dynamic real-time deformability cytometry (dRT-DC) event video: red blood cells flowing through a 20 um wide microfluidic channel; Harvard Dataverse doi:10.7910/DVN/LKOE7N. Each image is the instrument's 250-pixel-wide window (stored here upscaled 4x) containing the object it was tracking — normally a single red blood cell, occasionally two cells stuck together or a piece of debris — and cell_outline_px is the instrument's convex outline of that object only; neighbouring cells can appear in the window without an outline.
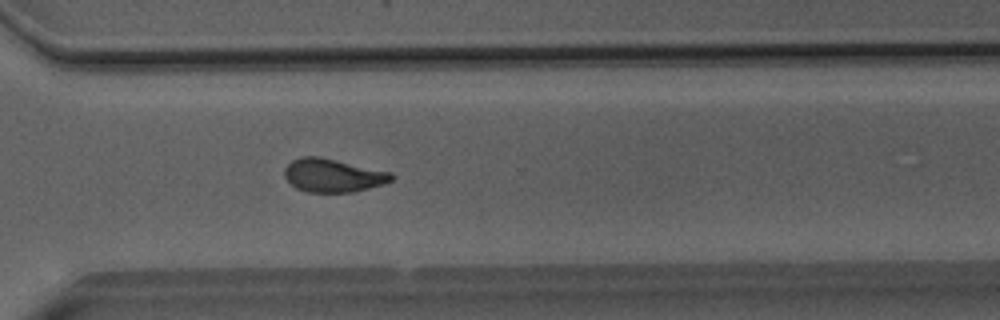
{"species": "Egyptian fruit bat (a non-hibernating species)", "species_latin": "Rousettus aegyptiacus", "temperature_condition": "room temperature", "stored_images_in_passage": 51, "camera_frame_rate_fps": 3000, "um_per_image_px": 0.085, "animal": {"sex": "male"}, "frame": {"image": 1, "passage_image": 37, "time_ms": 12.0, "image_size_px": [1000, 320], "cell_outline_px": [[396, 176], [392, 180], [384, 184], [352, 192], [308, 192], [296, 188], [284, 176], [284, 168], [292, 160], [304, 156], [320, 156], [392, 172]], "centroid_in_image_um": [28.32, 14.9], "position_along_channel_um": 342.3, "area_um2": 20.87}}
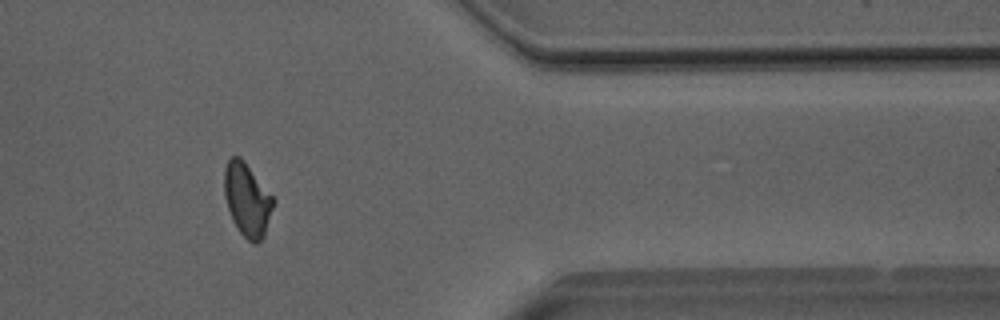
{"frame": {"image": 2, "passage_image": 42, "time_ms": 13.667, "image_size_px": [1000, 320], "cell_outline_px": [[276, 200], [264, 236], [256, 244], [252, 244], [240, 232], [232, 220], [224, 196], [224, 168], [228, 160], [232, 156], [240, 156], [244, 160]], "centroid_in_image_um": [21.01, 16.97], "position_along_channel_um": 390.4, "area_um2": 21.04}}
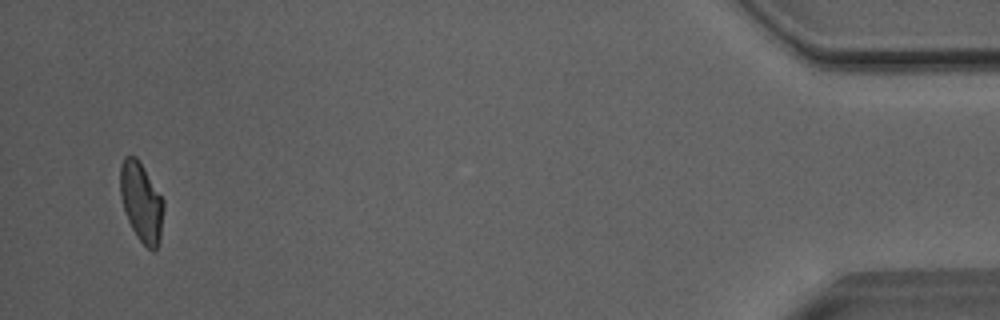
{"frame": {"image": 3, "passage_image": 49, "time_ms": 16.0, "image_size_px": [1000, 320], "cell_outline_px": [[164, 208], [160, 240], [156, 248], [152, 252], [136, 236], [124, 212], [120, 196], [120, 164], [124, 156], [136, 156], [164, 200]], "centroid_in_image_um": [12.01, 17.18], "position_along_channel_um": 423.2, "area_um2": 20.11}, "authors_computed_cell_mechanics": {"area_um2": 21.0392, "velocity_mm_per_s": 4.0762, "shape_relaxation_time_tau1_ms": 6.5212, "shape_relaxation_time_tau2_ms": 1.8305, "deformation_change_tau1": 0.1634, "deformation_change_tau2": 0.0819}}